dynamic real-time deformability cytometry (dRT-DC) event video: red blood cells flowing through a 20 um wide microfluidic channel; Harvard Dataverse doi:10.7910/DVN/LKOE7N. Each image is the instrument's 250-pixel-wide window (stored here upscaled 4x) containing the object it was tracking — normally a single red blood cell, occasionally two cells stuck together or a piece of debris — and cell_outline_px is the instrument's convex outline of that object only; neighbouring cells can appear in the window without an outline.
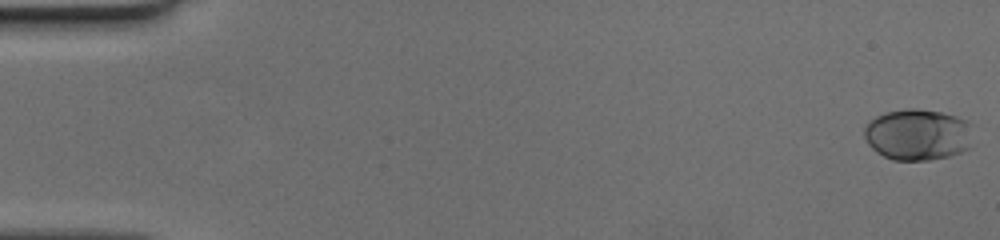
{"species": "human", "species_latin": "Homo sapiens", "temperature_condition": "cold", "stored_images_in_passage": 48, "camera_frame_rate_fps": 3000, "um_per_image_px": 0.085, "donor": {"sex": "female"}, "frame": {"image": 1, "passage_image": 1, "time_ms": 0.0, "image_size_px": [1000, 240], "cell_outline_px": [[972, 148], [948, 156], [928, 160], [892, 160], [876, 152], [868, 144], [864, 136], [864, 128], [876, 116], [884, 112], [908, 108], [916, 108], [940, 112], [956, 116], [968, 120], [972, 124]], "centroid_in_image_um": [78.05, 11.44], "position_along_channel_um": 7.0, "area_um2": 32.95}}
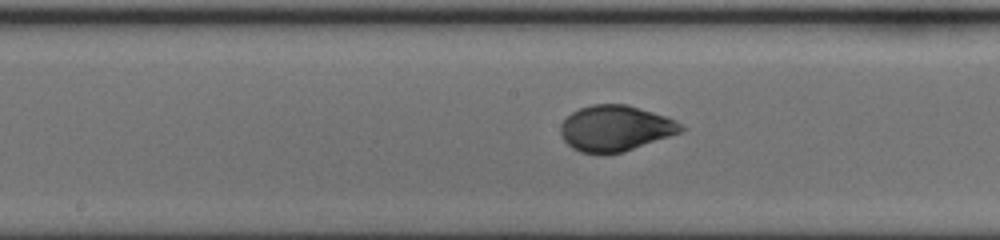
{"frame": {"image": 2, "passage_image": 28, "time_ms": 9.0, "image_size_px": [1000, 240], "cell_outline_px": [[688, 128], [680, 132], [620, 152], [580, 152], [572, 148], [564, 140], [560, 132], [560, 124], [572, 112], [580, 108], [592, 104], [628, 104], [676, 120]], "centroid_in_image_um": [52.29, 10.87], "position_along_channel_um": 195.9, "area_um2": 31.5}}
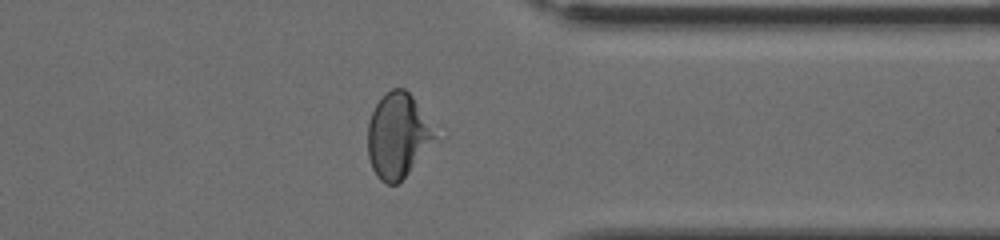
{"frame": {"image": 3, "passage_image": 42, "time_ms": 13.667, "image_size_px": [1000, 240], "cell_outline_px": [[436, 136], [408, 172], [396, 184], [384, 184], [376, 176], [372, 168], [368, 156], [368, 124], [372, 112], [376, 104], [392, 88], [404, 88], [412, 96]], "centroid_in_image_um": [33.74, 11.54], "position_along_channel_um": 377.7, "area_um2": 31.91}}